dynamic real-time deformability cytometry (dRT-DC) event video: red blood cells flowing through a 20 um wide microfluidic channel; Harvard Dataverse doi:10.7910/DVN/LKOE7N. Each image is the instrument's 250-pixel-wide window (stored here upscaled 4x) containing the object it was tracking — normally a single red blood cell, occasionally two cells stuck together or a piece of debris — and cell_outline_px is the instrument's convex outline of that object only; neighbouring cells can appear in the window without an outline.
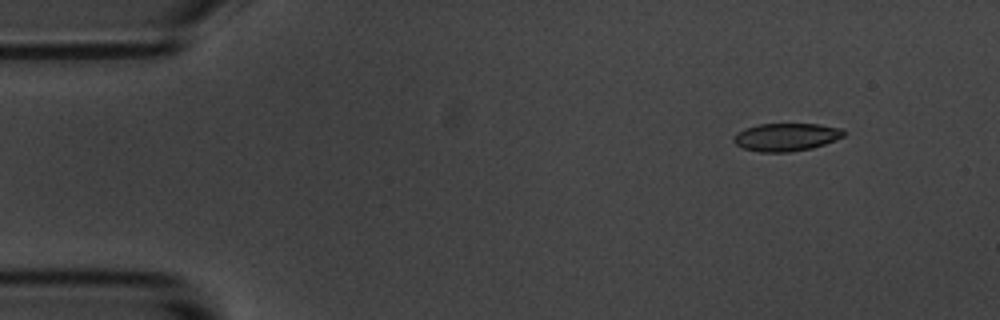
{"species": "common noctule bat (a hibernating species)", "species_latin": "Nyctalus noctula", "temperature_condition": "room temperature", "stored_images_in_passage": 6, "camera_frame_rate_fps": 3000, "um_per_image_px": 0.085, "animal": {"sex": "male", "body_mass_g": 20.1, "forearm_length_mm": 53.5}, "frame": {"image": 1, "passage_image": 2, "time_ms": 1.0, "image_size_px": [1000, 320], "cell_outline_px": [[848, 132], [844, 136], [824, 144], [812, 148], [792, 152], [760, 152], [744, 148], [736, 144], [732, 140], [732, 136], [736, 132], [744, 128], [756, 124], [820, 124], [840, 128]], "centroid_in_image_um": [66.8, 11.64], "position_along_channel_um": 18.2, "area_um2": 18.09}}
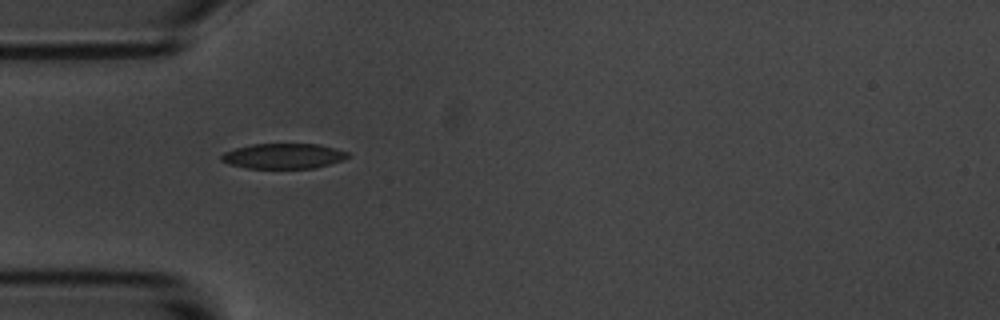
{"frame": {"image": 2, "passage_image": 5, "time_ms": 4.667, "image_size_px": [1000, 320], "cell_outline_px": [[348, 156], [344, 160], [316, 168], [244, 168], [228, 164], [220, 160], [220, 156], [224, 152], [236, 148], [252, 144], [316, 144], [336, 148], [348, 152]], "centroid_in_image_um": [24.08, 13.27], "position_along_channel_um": 60.9, "area_um2": 18.67}}